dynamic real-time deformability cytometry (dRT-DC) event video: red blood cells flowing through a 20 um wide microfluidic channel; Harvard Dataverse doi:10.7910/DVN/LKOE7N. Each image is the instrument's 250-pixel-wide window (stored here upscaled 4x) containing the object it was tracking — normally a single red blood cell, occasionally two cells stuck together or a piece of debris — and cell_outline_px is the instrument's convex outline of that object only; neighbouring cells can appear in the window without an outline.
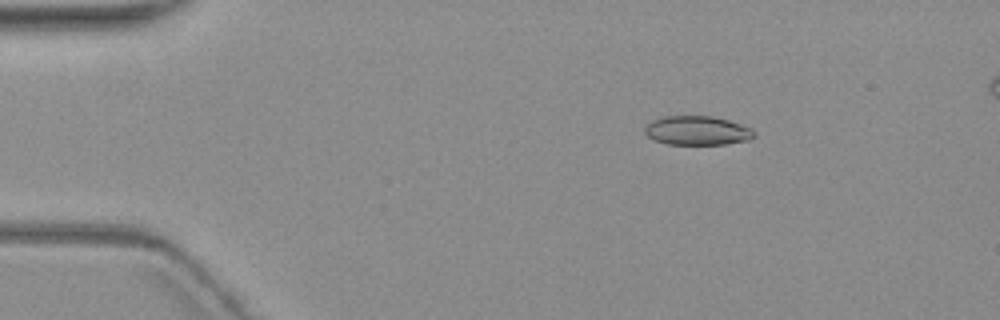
{"species": "common noctule bat (a hibernating species)", "species_latin": "Nyctalus noctula", "temperature_condition": "warm", "stored_images_in_passage": 6, "camera_frame_rate_fps": 3000, "um_per_image_px": 0.085, "animal": {"sex": "female", "body_mass_g": 19.3, "forearm_length_mm": 54.1}, "frame": {"image": 1, "passage_image": 3, "time_ms": 2.667, "image_size_px": [1000, 320], "cell_outline_px": [[756, 136], [748, 140], [724, 144], [668, 144], [656, 140], [648, 136], [644, 132], [644, 128], [652, 120], [664, 116], [712, 116], [728, 120], [752, 128], [756, 132]], "centroid_in_image_um": [59.29, 11.09], "position_along_channel_um": 25.7, "area_um2": 18.5}}